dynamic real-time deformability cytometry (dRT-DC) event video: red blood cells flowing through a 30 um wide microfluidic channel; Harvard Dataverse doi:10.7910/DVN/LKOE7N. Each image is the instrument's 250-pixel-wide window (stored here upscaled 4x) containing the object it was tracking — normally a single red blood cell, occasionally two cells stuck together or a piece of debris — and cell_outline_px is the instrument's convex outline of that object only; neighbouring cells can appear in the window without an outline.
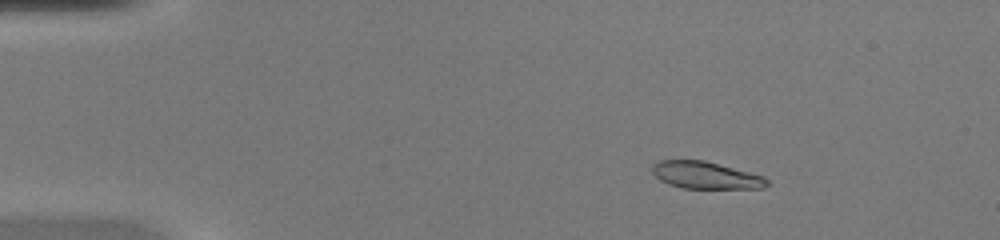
{"species": "common noctule bat (a hibernating species)", "species_latin": "Nyctalus noctula", "temperature_condition": "warm", "stored_images_in_passage": 50, "camera_frame_rate_fps": 3000, "um_per_image_px": 0.085, "animal": {"sex": "female", "body_mass_g": 20.0, "forearm_length_mm": 54.0}, "frame": {"image": 1, "passage_image": 8, "time_ms": 2.333, "image_size_px": [1000, 240], "cell_outline_px": [[768, 184], [764, 188], [684, 188], [668, 184], [660, 180], [652, 172], [652, 164], [660, 160], [704, 160], [764, 176], [768, 180]], "centroid_in_image_um": [59.97, 14.89], "position_along_channel_um": 25.0, "area_um2": 18.03}}
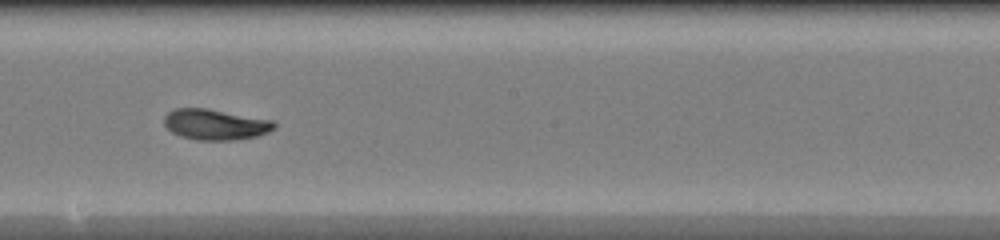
{"frame": {"image": 2, "passage_image": 29, "time_ms": 9.333, "image_size_px": [1000, 240], "cell_outline_px": [[276, 128], [268, 132], [256, 136], [232, 140], [196, 140], [180, 136], [172, 132], [164, 124], [164, 116], [168, 112], [176, 108], [208, 108], [272, 120], [276, 124]], "centroid_in_image_um": [18.29, 10.57], "position_along_channel_um": 229.9, "area_um2": 19.71}}
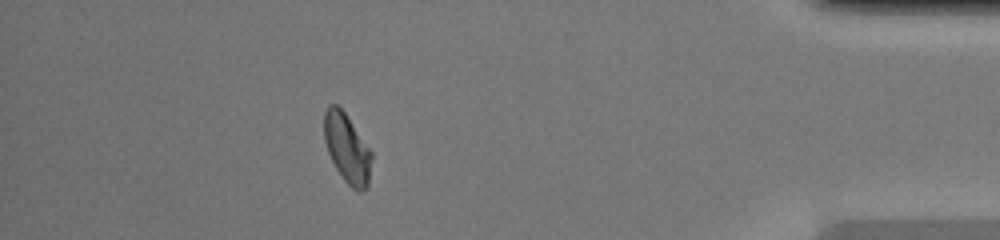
{"frame": {"image": 3, "passage_image": 45, "time_ms": 14.667, "image_size_px": [1000, 240], "cell_outline_px": [[372, 160], [368, 184], [360, 192], [356, 192], [344, 180], [336, 168], [328, 152], [324, 140], [324, 112], [328, 104], [336, 104], [344, 112], [372, 152]], "centroid_in_image_um": [29.49, 12.61], "position_along_channel_um": 405.7, "area_um2": 18.96}, "authors_computed_cell_mechanics": {"area_um2": 19.0451, "velocity_mm_per_s": 4.1455, "shape_relaxation_time_tau1_ms": 3.6561, "shape_relaxation_time_tau2_ms": 1.6857, "deformation_change_tau1": 0.1772, "deformation_change_tau2": 0.0633}}